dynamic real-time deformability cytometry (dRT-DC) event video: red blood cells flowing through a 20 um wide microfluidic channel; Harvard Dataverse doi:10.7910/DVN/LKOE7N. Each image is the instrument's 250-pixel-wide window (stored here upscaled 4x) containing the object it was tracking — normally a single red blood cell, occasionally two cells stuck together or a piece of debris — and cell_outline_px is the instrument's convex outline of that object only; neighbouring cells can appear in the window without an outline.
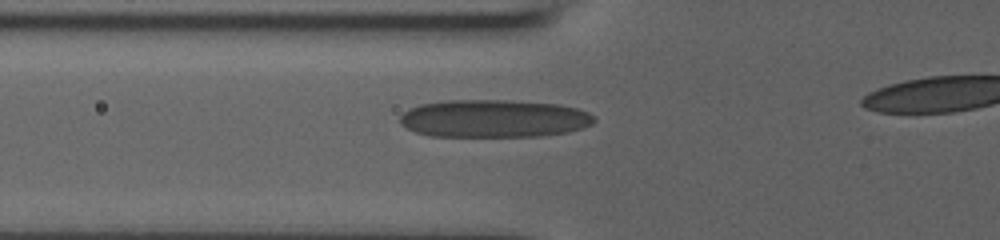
{"species": "human", "species_latin": "Homo sapiens", "temperature_condition": "room temperature", "stored_images_in_passage": 44, "camera_frame_rate_fps": 3000, "um_per_image_px": 0.085, "donor": {"sex": "male"}, "frame": {"image": 1, "passage_image": 16, "time_ms": 5.0, "image_size_px": [1000, 240], "cell_outline_px": [[596, 120], [592, 124], [568, 132], [540, 136], [432, 136], [416, 132], [400, 124], [400, 116], [408, 108], [420, 104], [448, 100], [508, 100], [560, 104], [576, 108], [588, 112], [596, 116]], "centroid_in_image_um": [41.99, 10.07], "position_along_channel_um": 83.8, "area_um2": 42.89}}
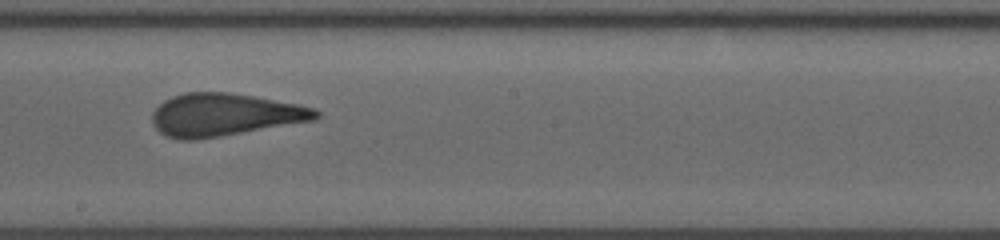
{"frame": {"image": 2, "passage_image": 27, "time_ms": 8.667, "image_size_px": [1000, 240], "cell_outline_px": [[320, 116], [316, 120], [220, 136], [192, 140], [180, 140], [168, 136], [160, 132], [152, 124], [152, 112], [164, 100], [172, 96], [184, 92], [228, 92], [300, 104], [316, 108], [320, 112]], "centroid_in_image_um": [19.1, 9.75], "position_along_channel_um": 229.1, "area_um2": 40.69}}
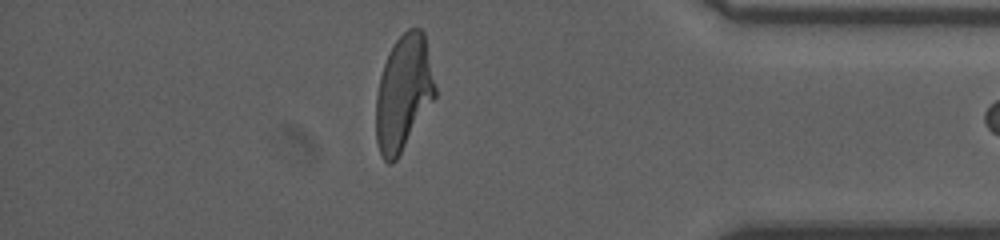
{"frame": {"image": 3, "passage_image": 42, "time_ms": 13.667, "image_size_px": [1000, 240], "cell_outline_px": [[436, 96], [396, 160], [392, 164], [388, 164], [380, 156], [376, 140], [376, 96], [380, 76], [388, 52], [396, 40], [408, 28], [420, 28], [424, 32], [436, 88]], "centroid_in_image_um": [34.28, 7.91], "position_along_channel_um": 400.9, "area_um2": 39.65}}